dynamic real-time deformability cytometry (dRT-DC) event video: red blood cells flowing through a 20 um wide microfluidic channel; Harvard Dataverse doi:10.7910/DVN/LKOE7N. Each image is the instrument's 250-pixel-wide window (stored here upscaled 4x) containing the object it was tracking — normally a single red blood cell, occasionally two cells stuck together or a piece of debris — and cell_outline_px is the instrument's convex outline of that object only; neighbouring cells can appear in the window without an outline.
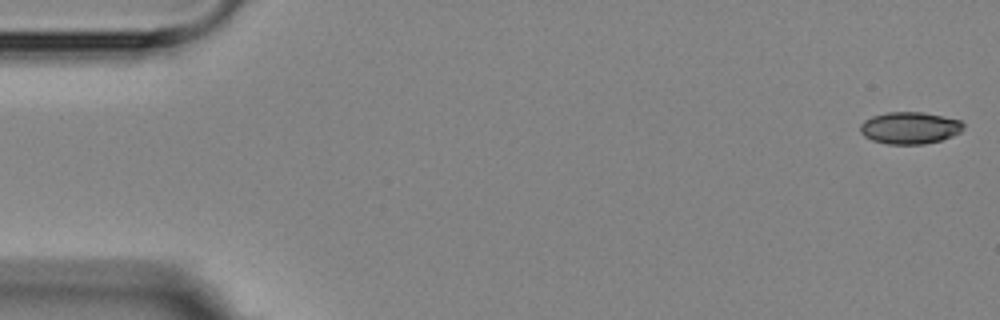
{"species": "Egyptian fruit bat (a non-hibernating species)", "species_latin": "Rousettus aegyptiacus", "temperature_condition": "room temperature", "stored_images_in_passage": 5, "camera_frame_rate_fps": 3000, "um_per_image_px": 0.085, "animal": {"sex": "female"}, "frame": {"image": 1, "passage_image": 1, "time_ms": 0.0, "image_size_px": [1000, 320], "cell_outline_px": [[964, 128], [960, 132], [952, 136], [940, 140], [924, 144], [888, 144], [872, 140], [864, 136], [860, 132], [860, 124], [864, 120], [872, 116], [888, 112], [924, 112], [960, 120], [964, 124]], "centroid_in_image_um": [77.32, 10.87], "position_along_channel_um": 7.7, "area_um2": 19.25}}
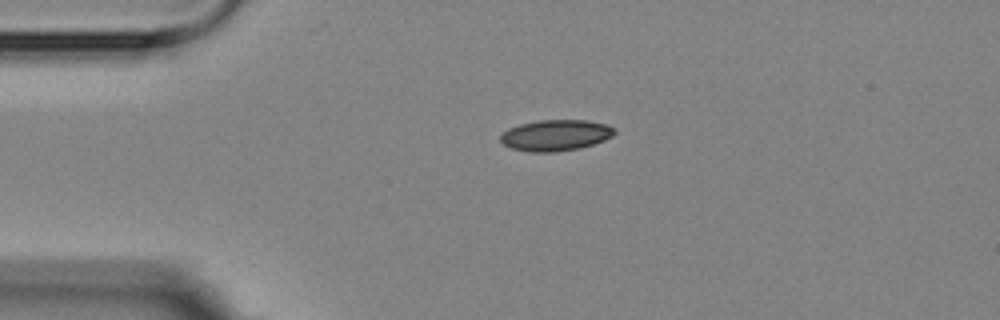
{"frame": {"image": 2, "passage_image": 4, "time_ms": 3.667, "image_size_px": [1000, 320], "cell_outline_px": [[616, 132], [612, 136], [604, 140], [580, 148], [556, 152], [528, 152], [512, 148], [504, 144], [500, 140], [500, 136], [508, 128], [520, 124], [540, 120], [588, 120], [608, 124], [616, 128]], "centroid_in_image_um": [47.25, 11.49], "position_along_channel_um": 37.7, "area_um2": 20.75}}